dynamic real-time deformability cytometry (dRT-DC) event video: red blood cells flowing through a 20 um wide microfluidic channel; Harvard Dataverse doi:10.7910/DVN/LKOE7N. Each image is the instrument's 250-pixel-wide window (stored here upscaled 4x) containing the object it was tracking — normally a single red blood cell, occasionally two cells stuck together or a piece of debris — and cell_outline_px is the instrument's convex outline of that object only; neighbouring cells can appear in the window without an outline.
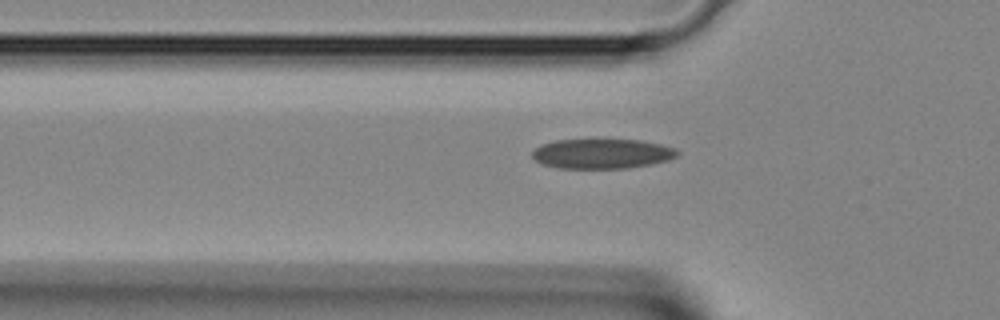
{"species": "Egyptian fruit bat (a non-hibernating species)", "species_latin": "Rousettus aegyptiacus", "temperature_condition": "room temperature", "stored_images_in_passage": 25, "camera_frame_rate_fps": 3000, "um_per_image_px": 0.085, "animal": {"sex": "female"}, "frame": {"image": 1, "passage_image": 2, "time_ms": 0.333, "image_size_px": [1000, 320], "cell_outline_px": [[680, 152], [676, 156], [668, 160], [652, 164], [628, 168], [560, 168], [540, 164], [532, 156], [532, 152], [540, 144], [556, 140], [640, 140], [660, 144], [676, 148]], "centroid_in_image_um": [51.17, 13.07], "position_along_channel_um": 74.6, "area_um2": 25.2}}
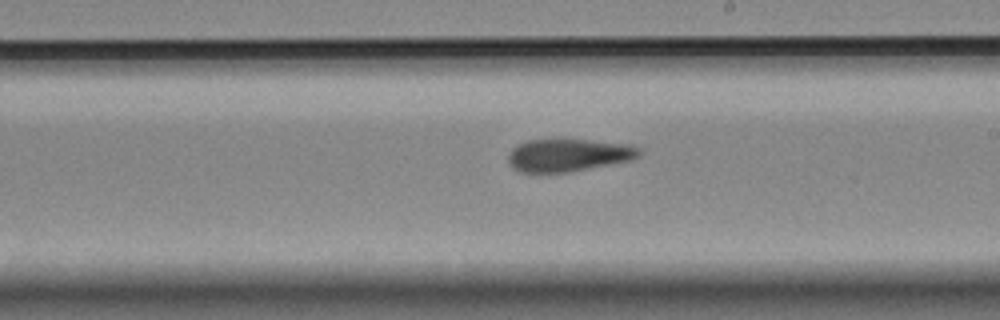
{"frame": {"image": 2, "passage_image": 12, "time_ms": 3.667, "image_size_px": [1000, 320], "cell_outline_px": [[640, 156], [632, 160], [572, 172], [520, 172], [512, 168], [508, 164], [508, 156], [512, 148], [528, 140], [584, 140], [632, 144], [640, 148]], "centroid_in_image_um": [48.34, 13.2], "position_along_channel_um": 240.7, "area_um2": 24.97}}
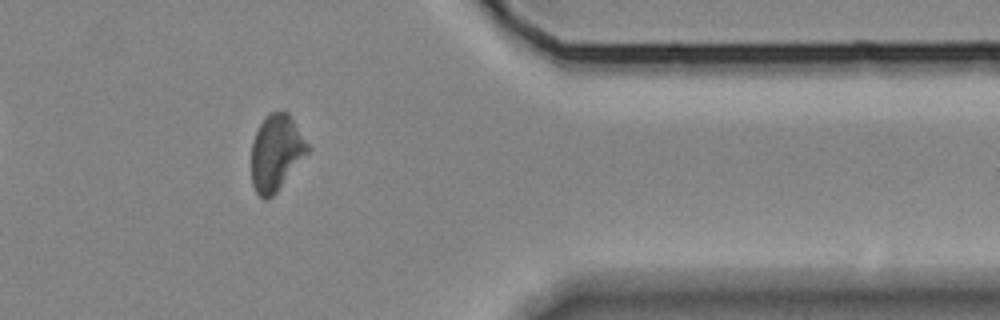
{"frame": {"image": 3, "passage_image": 22, "time_ms": 7.0, "image_size_px": [1000, 320], "cell_outline_px": [[312, 148], [276, 192], [268, 200], [264, 200], [256, 192], [252, 184], [252, 144], [256, 132], [264, 116], [268, 112], [288, 112]], "centroid_in_image_um": [23.49, 12.97], "position_along_channel_um": 387.9, "area_um2": 24.91}}